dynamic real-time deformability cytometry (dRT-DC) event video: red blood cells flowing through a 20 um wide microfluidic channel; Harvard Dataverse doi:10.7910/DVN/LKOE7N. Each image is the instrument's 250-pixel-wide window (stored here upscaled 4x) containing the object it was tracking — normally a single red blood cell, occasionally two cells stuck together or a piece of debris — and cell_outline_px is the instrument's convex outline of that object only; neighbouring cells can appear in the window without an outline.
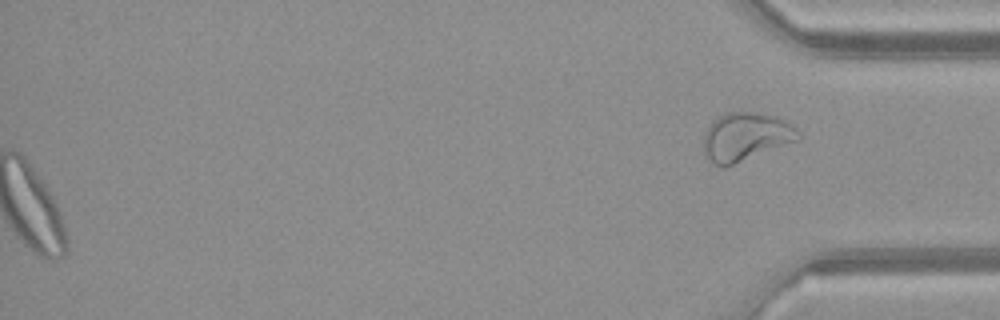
{"species": "common noctule bat (a hibernating species)", "species_latin": "Nyctalus noctula", "temperature_condition": "warm", "stored_images_in_passage": 51, "segment_of_instrument_passage": [2, 2], "camera_frame_rate_fps": 3000, "um_per_image_px": 0.085, "animal": {"sex": "female", "body_mass_g": 21.9}, "frame": {"image": 1, "passage_image": 51, "time_ms": 16.667, "image_size_px": [1000, 320], "cell_outline_px": [[804, 136], [800, 140], [724, 168], [720, 168], [712, 164], [704, 152], [704, 132], [708, 124], [712, 120], [724, 112], [756, 112], [772, 116], [796, 128]], "centroid_in_image_um": [63.36, 11.65], "position_along_channel_um": 371.8, "area_um2": 26.99}}